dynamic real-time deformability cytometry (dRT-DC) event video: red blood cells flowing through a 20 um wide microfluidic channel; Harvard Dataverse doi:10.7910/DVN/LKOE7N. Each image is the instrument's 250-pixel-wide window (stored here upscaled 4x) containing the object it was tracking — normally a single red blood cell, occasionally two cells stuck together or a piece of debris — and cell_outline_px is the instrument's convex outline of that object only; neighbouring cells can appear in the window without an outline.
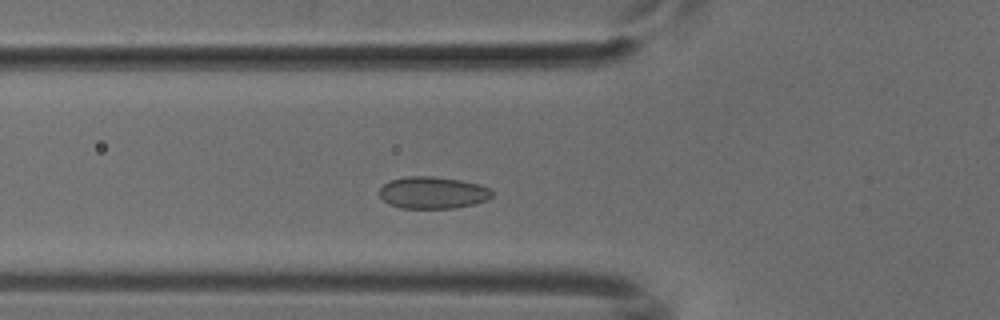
{"species": "common noctule bat (a hibernating species)", "species_latin": "Nyctalus noctula", "temperature_condition": "cold", "stored_images_in_passage": 46, "camera_frame_rate_fps": 3000, "um_per_image_px": 0.085, "animal": {"sex": "male", "body_mass_g": 18.8}, "frame": {"image": 1, "passage_image": 12, "time_ms": 3.667, "image_size_px": [1000, 320], "cell_outline_px": [[492, 196], [488, 200], [456, 208], [400, 208], [388, 204], [380, 196], [380, 188], [388, 180], [408, 176], [432, 176], [460, 180], [480, 184], [488, 188], [492, 192]], "centroid_in_image_um": [36.77, 16.37], "position_along_channel_um": 89.0, "area_um2": 21.04}}
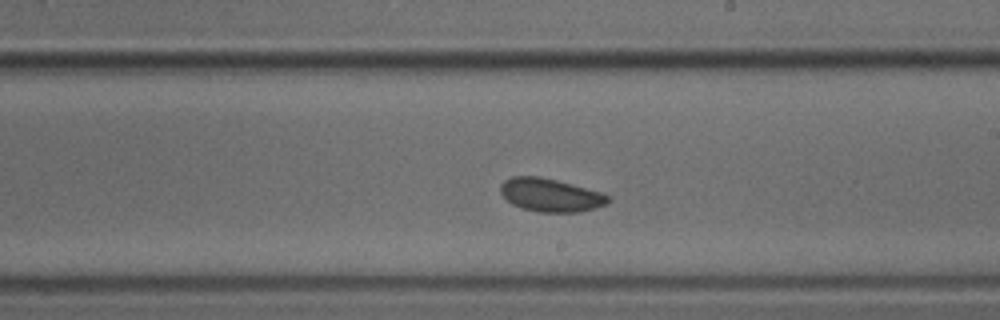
{"frame": {"image": 2, "passage_image": 24, "time_ms": 7.667, "image_size_px": [1000, 320], "cell_outline_px": [[608, 200], [604, 204], [580, 212], [540, 212], [524, 208], [512, 204], [500, 192], [500, 184], [504, 180], [512, 176], [540, 176], [572, 184], [600, 192], [608, 196]], "centroid_in_image_um": [46.73, 16.56], "position_along_channel_um": 242.3, "area_um2": 20.46}}
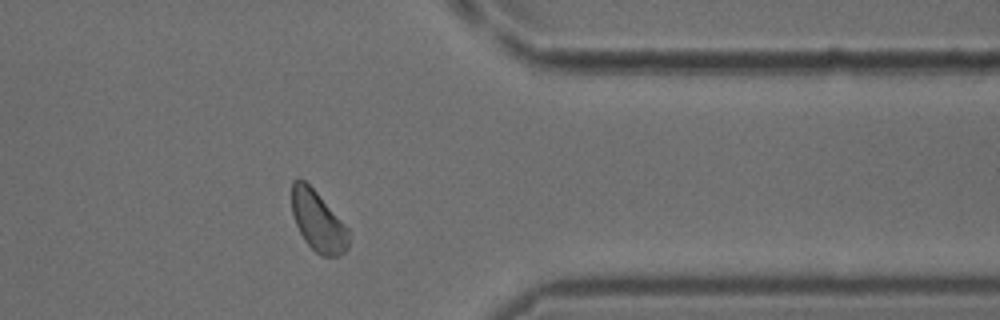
{"frame": {"image": 3, "passage_image": 36, "time_ms": 11.667, "image_size_px": [1000, 320], "cell_outline_px": [[348, 248], [340, 256], [320, 256], [304, 240], [296, 224], [292, 212], [292, 180], [304, 180], [316, 192], [348, 228]], "centroid_in_image_um": [27.03, 18.83], "position_along_channel_um": 384.4, "area_um2": 19.65}}